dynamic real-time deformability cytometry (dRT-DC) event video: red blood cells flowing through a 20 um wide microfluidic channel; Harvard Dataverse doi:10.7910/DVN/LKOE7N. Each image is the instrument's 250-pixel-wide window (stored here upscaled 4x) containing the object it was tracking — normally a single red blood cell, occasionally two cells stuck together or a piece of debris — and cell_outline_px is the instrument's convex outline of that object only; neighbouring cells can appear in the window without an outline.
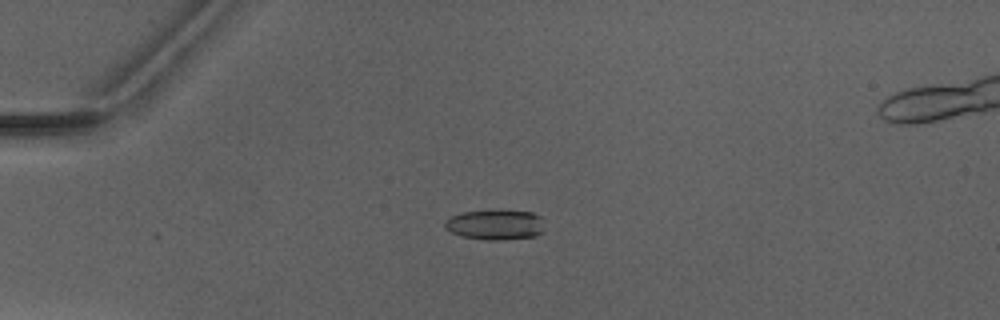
{"species": "Egyptian fruit bat (a non-hibernating species)", "species_latin": "Rousettus aegyptiacus", "temperature_condition": "warm", "stored_images_in_passage": 2, "camera_frame_rate_fps": 3000, "um_per_image_px": 0.085, "animal": {"sex": "male"}, "frame": {"image": 1, "passage_image": 1, "time_ms": 0.0, "image_size_px": [1000, 320], "cell_outline_px": [[544, 232], [536, 236], [500, 240], [484, 240], [464, 236], [452, 232], [444, 228], [444, 220], [452, 216], [464, 212], [496, 208], [504, 208], [532, 212], [540, 216]], "centroid_in_image_um": [42.12, 19.06], "position_along_channel_um": 42.9, "area_um2": 18.09}}